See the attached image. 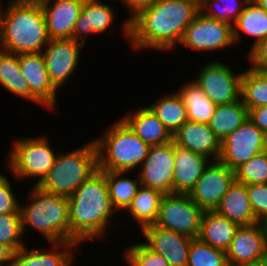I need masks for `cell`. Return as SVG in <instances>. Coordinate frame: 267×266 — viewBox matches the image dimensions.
I'll return each mask as SVG.
<instances>
[{"label":"cell","mask_w":267,"mask_h":266,"mask_svg":"<svg viewBox=\"0 0 267 266\" xmlns=\"http://www.w3.org/2000/svg\"><path fill=\"white\" fill-rule=\"evenodd\" d=\"M227 62L214 58L198 69L194 82L216 105L229 104L240 99L241 72L235 73Z\"/></svg>","instance_id":"cell-8"},{"label":"cell","mask_w":267,"mask_h":266,"mask_svg":"<svg viewBox=\"0 0 267 266\" xmlns=\"http://www.w3.org/2000/svg\"><path fill=\"white\" fill-rule=\"evenodd\" d=\"M164 194L152 188L140 186L135 197L127 207L126 215L140 227V231L149 225H153L158 217L159 207Z\"/></svg>","instance_id":"cell-27"},{"label":"cell","mask_w":267,"mask_h":266,"mask_svg":"<svg viewBox=\"0 0 267 266\" xmlns=\"http://www.w3.org/2000/svg\"><path fill=\"white\" fill-rule=\"evenodd\" d=\"M187 266H229L226 251L213 248L198 237L193 238L189 247Z\"/></svg>","instance_id":"cell-34"},{"label":"cell","mask_w":267,"mask_h":266,"mask_svg":"<svg viewBox=\"0 0 267 266\" xmlns=\"http://www.w3.org/2000/svg\"><path fill=\"white\" fill-rule=\"evenodd\" d=\"M249 1L250 0H210L200 8V12L207 17L233 25Z\"/></svg>","instance_id":"cell-35"},{"label":"cell","mask_w":267,"mask_h":266,"mask_svg":"<svg viewBox=\"0 0 267 266\" xmlns=\"http://www.w3.org/2000/svg\"><path fill=\"white\" fill-rule=\"evenodd\" d=\"M190 1L193 2L198 8H201L210 0H190Z\"/></svg>","instance_id":"cell-48"},{"label":"cell","mask_w":267,"mask_h":266,"mask_svg":"<svg viewBox=\"0 0 267 266\" xmlns=\"http://www.w3.org/2000/svg\"><path fill=\"white\" fill-rule=\"evenodd\" d=\"M179 45L196 51L195 53L199 52V54L201 52L213 54L216 50L219 53L221 50H227L228 47H235L232 25L199 12L186 27Z\"/></svg>","instance_id":"cell-10"},{"label":"cell","mask_w":267,"mask_h":266,"mask_svg":"<svg viewBox=\"0 0 267 266\" xmlns=\"http://www.w3.org/2000/svg\"><path fill=\"white\" fill-rule=\"evenodd\" d=\"M46 135L20 137L11 142L6 167L15 179H36L32 184L37 186L52 168L58 153Z\"/></svg>","instance_id":"cell-7"},{"label":"cell","mask_w":267,"mask_h":266,"mask_svg":"<svg viewBox=\"0 0 267 266\" xmlns=\"http://www.w3.org/2000/svg\"><path fill=\"white\" fill-rule=\"evenodd\" d=\"M204 210L188 194L163 196L155 226L197 238Z\"/></svg>","instance_id":"cell-9"},{"label":"cell","mask_w":267,"mask_h":266,"mask_svg":"<svg viewBox=\"0 0 267 266\" xmlns=\"http://www.w3.org/2000/svg\"><path fill=\"white\" fill-rule=\"evenodd\" d=\"M235 180L245 185L267 183V150L235 170Z\"/></svg>","instance_id":"cell-37"},{"label":"cell","mask_w":267,"mask_h":266,"mask_svg":"<svg viewBox=\"0 0 267 266\" xmlns=\"http://www.w3.org/2000/svg\"><path fill=\"white\" fill-rule=\"evenodd\" d=\"M68 207L70 242L81 246L90 240H106L109 225L117 221L114 218L117 212L111 205L108 193L106 171L98 169L84 181L68 197Z\"/></svg>","instance_id":"cell-2"},{"label":"cell","mask_w":267,"mask_h":266,"mask_svg":"<svg viewBox=\"0 0 267 266\" xmlns=\"http://www.w3.org/2000/svg\"><path fill=\"white\" fill-rule=\"evenodd\" d=\"M45 0H8V2H16V3H42Z\"/></svg>","instance_id":"cell-47"},{"label":"cell","mask_w":267,"mask_h":266,"mask_svg":"<svg viewBox=\"0 0 267 266\" xmlns=\"http://www.w3.org/2000/svg\"><path fill=\"white\" fill-rule=\"evenodd\" d=\"M234 181V170L211 161L188 195L204 211L215 210Z\"/></svg>","instance_id":"cell-14"},{"label":"cell","mask_w":267,"mask_h":266,"mask_svg":"<svg viewBox=\"0 0 267 266\" xmlns=\"http://www.w3.org/2000/svg\"><path fill=\"white\" fill-rule=\"evenodd\" d=\"M178 94L183 100L189 121L208 124L217 107L193 81H186Z\"/></svg>","instance_id":"cell-28"},{"label":"cell","mask_w":267,"mask_h":266,"mask_svg":"<svg viewBox=\"0 0 267 266\" xmlns=\"http://www.w3.org/2000/svg\"><path fill=\"white\" fill-rule=\"evenodd\" d=\"M84 0H45L40 3L50 39H70Z\"/></svg>","instance_id":"cell-20"},{"label":"cell","mask_w":267,"mask_h":266,"mask_svg":"<svg viewBox=\"0 0 267 266\" xmlns=\"http://www.w3.org/2000/svg\"><path fill=\"white\" fill-rule=\"evenodd\" d=\"M249 119L267 135V105L250 109Z\"/></svg>","instance_id":"cell-43"},{"label":"cell","mask_w":267,"mask_h":266,"mask_svg":"<svg viewBox=\"0 0 267 266\" xmlns=\"http://www.w3.org/2000/svg\"><path fill=\"white\" fill-rule=\"evenodd\" d=\"M122 256L128 266H169L162 255L150 250L142 241L130 246L128 244Z\"/></svg>","instance_id":"cell-38"},{"label":"cell","mask_w":267,"mask_h":266,"mask_svg":"<svg viewBox=\"0 0 267 266\" xmlns=\"http://www.w3.org/2000/svg\"><path fill=\"white\" fill-rule=\"evenodd\" d=\"M143 243L153 252L162 255L169 266H187L192 237L182 233L149 225L141 230Z\"/></svg>","instance_id":"cell-17"},{"label":"cell","mask_w":267,"mask_h":266,"mask_svg":"<svg viewBox=\"0 0 267 266\" xmlns=\"http://www.w3.org/2000/svg\"><path fill=\"white\" fill-rule=\"evenodd\" d=\"M238 227L236 223L218 214L215 210H205L198 238L213 248L227 251Z\"/></svg>","instance_id":"cell-26"},{"label":"cell","mask_w":267,"mask_h":266,"mask_svg":"<svg viewBox=\"0 0 267 266\" xmlns=\"http://www.w3.org/2000/svg\"><path fill=\"white\" fill-rule=\"evenodd\" d=\"M232 29L234 44L237 47L239 43L242 44L243 36L253 38L251 46L248 48L250 51L260 41L267 38V13L250 0L232 25Z\"/></svg>","instance_id":"cell-25"},{"label":"cell","mask_w":267,"mask_h":266,"mask_svg":"<svg viewBox=\"0 0 267 266\" xmlns=\"http://www.w3.org/2000/svg\"><path fill=\"white\" fill-rule=\"evenodd\" d=\"M252 1L267 13V0H252Z\"/></svg>","instance_id":"cell-46"},{"label":"cell","mask_w":267,"mask_h":266,"mask_svg":"<svg viewBox=\"0 0 267 266\" xmlns=\"http://www.w3.org/2000/svg\"><path fill=\"white\" fill-rule=\"evenodd\" d=\"M229 266L267 258V233L263 223L239 226L226 251Z\"/></svg>","instance_id":"cell-16"},{"label":"cell","mask_w":267,"mask_h":266,"mask_svg":"<svg viewBox=\"0 0 267 266\" xmlns=\"http://www.w3.org/2000/svg\"><path fill=\"white\" fill-rule=\"evenodd\" d=\"M18 61L29 86V102L55 110L59 93L49 79L42 53L19 54Z\"/></svg>","instance_id":"cell-15"},{"label":"cell","mask_w":267,"mask_h":266,"mask_svg":"<svg viewBox=\"0 0 267 266\" xmlns=\"http://www.w3.org/2000/svg\"><path fill=\"white\" fill-rule=\"evenodd\" d=\"M240 98L248 111L267 105V72L243 69Z\"/></svg>","instance_id":"cell-33"},{"label":"cell","mask_w":267,"mask_h":266,"mask_svg":"<svg viewBox=\"0 0 267 266\" xmlns=\"http://www.w3.org/2000/svg\"><path fill=\"white\" fill-rule=\"evenodd\" d=\"M266 229V233H267V220L263 223Z\"/></svg>","instance_id":"cell-49"},{"label":"cell","mask_w":267,"mask_h":266,"mask_svg":"<svg viewBox=\"0 0 267 266\" xmlns=\"http://www.w3.org/2000/svg\"><path fill=\"white\" fill-rule=\"evenodd\" d=\"M0 87L29 101V86L21 73L18 55L0 49Z\"/></svg>","instance_id":"cell-32"},{"label":"cell","mask_w":267,"mask_h":266,"mask_svg":"<svg viewBox=\"0 0 267 266\" xmlns=\"http://www.w3.org/2000/svg\"><path fill=\"white\" fill-rule=\"evenodd\" d=\"M28 191V203H20L23 236L30 227L44 236L46 244L70 242L68 197L45 192L36 185Z\"/></svg>","instance_id":"cell-4"},{"label":"cell","mask_w":267,"mask_h":266,"mask_svg":"<svg viewBox=\"0 0 267 266\" xmlns=\"http://www.w3.org/2000/svg\"><path fill=\"white\" fill-rule=\"evenodd\" d=\"M176 145L202 154L212 161L219 158L221 141L208 124L187 121L173 135Z\"/></svg>","instance_id":"cell-21"},{"label":"cell","mask_w":267,"mask_h":266,"mask_svg":"<svg viewBox=\"0 0 267 266\" xmlns=\"http://www.w3.org/2000/svg\"><path fill=\"white\" fill-rule=\"evenodd\" d=\"M48 247L31 249L25 245L13 254V266H74L76 251L80 245L75 242L50 243ZM76 248V249H75ZM75 250V251H74Z\"/></svg>","instance_id":"cell-18"},{"label":"cell","mask_w":267,"mask_h":266,"mask_svg":"<svg viewBox=\"0 0 267 266\" xmlns=\"http://www.w3.org/2000/svg\"><path fill=\"white\" fill-rule=\"evenodd\" d=\"M14 252L6 245L0 243V266L12 264Z\"/></svg>","instance_id":"cell-44"},{"label":"cell","mask_w":267,"mask_h":266,"mask_svg":"<svg viewBox=\"0 0 267 266\" xmlns=\"http://www.w3.org/2000/svg\"><path fill=\"white\" fill-rule=\"evenodd\" d=\"M155 0H118L117 2L125 5V9H128V13L130 14L128 18L123 21V25L121 27L123 35L129 41V21L133 19L139 12L143 9L148 8Z\"/></svg>","instance_id":"cell-42"},{"label":"cell","mask_w":267,"mask_h":266,"mask_svg":"<svg viewBox=\"0 0 267 266\" xmlns=\"http://www.w3.org/2000/svg\"><path fill=\"white\" fill-rule=\"evenodd\" d=\"M8 176L0 174V214L21 213L20 199L12 189Z\"/></svg>","instance_id":"cell-40"},{"label":"cell","mask_w":267,"mask_h":266,"mask_svg":"<svg viewBox=\"0 0 267 266\" xmlns=\"http://www.w3.org/2000/svg\"><path fill=\"white\" fill-rule=\"evenodd\" d=\"M173 193L188 194L212 161L174 143Z\"/></svg>","instance_id":"cell-22"},{"label":"cell","mask_w":267,"mask_h":266,"mask_svg":"<svg viewBox=\"0 0 267 266\" xmlns=\"http://www.w3.org/2000/svg\"><path fill=\"white\" fill-rule=\"evenodd\" d=\"M215 211L238 226L259 222L250 205L247 185L236 180L230 185Z\"/></svg>","instance_id":"cell-24"},{"label":"cell","mask_w":267,"mask_h":266,"mask_svg":"<svg viewBox=\"0 0 267 266\" xmlns=\"http://www.w3.org/2000/svg\"><path fill=\"white\" fill-rule=\"evenodd\" d=\"M131 173L132 172L106 171L110 202L113 209L118 213H121L120 211L124 212L127 209L141 186L138 174L136 173V178H131L129 177L132 176Z\"/></svg>","instance_id":"cell-29"},{"label":"cell","mask_w":267,"mask_h":266,"mask_svg":"<svg viewBox=\"0 0 267 266\" xmlns=\"http://www.w3.org/2000/svg\"><path fill=\"white\" fill-rule=\"evenodd\" d=\"M23 237L21 213L0 214V243L15 253L26 245Z\"/></svg>","instance_id":"cell-36"},{"label":"cell","mask_w":267,"mask_h":266,"mask_svg":"<svg viewBox=\"0 0 267 266\" xmlns=\"http://www.w3.org/2000/svg\"><path fill=\"white\" fill-rule=\"evenodd\" d=\"M3 3L0 0V49L17 55L41 53L50 38L40 4Z\"/></svg>","instance_id":"cell-3"},{"label":"cell","mask_w":267,"mask_h":266,"mask_svg":"<svg viewBox=\"0 0 267 266\" xmlns=\"http://www.w3.org/2000/svg\"><path fill=\"white\" fill-rule=\"evenodd\" d=\"M175 169L174 141L150 146L140 168L136 170L142 186L160 191L164 195L173 193Z\"/></svg>","instance_id":"cell-13"},{"label":"cell","mask_w":267,"mask_h":266,"mask_svg":"<svg viewBox=\"0 0 267 266\" xmlns=\"http://www.w3.org/2000/svg\"><path fill=\"white\" fill-rule=\"evenodd\" d=\"M199 12L190 0H155L129 21V45L136 51L177 49Z\"/></svg>","instance_id":"cell-1"},{"label":"cell","mask_w":267,"mask_h":266,"mask_svg":"<svg viewBox=\"0 0 267 266\" xmlns=\"http://www.w3.org/2000/svg\"><path fill=\"white\" fill-rule=\"evenodd\" d=\"M173 92V93H172ZM163 94L158 100L147 105L158 117L168 131L174 135L176 131L188 121L187 110L182 98L176 91Z\"/></svg>","instance_id":"cell-30"},{"label":"cell","mask_w":267,"mask_h":266,"mask_svg":"<svg viewBox=\"0 0 267 266\" xmlns=\"http://www.w3.org/2000/svg\"><path fill=\"white\" fill-rule=\"evenodd\" d=\"M236 266H267V258L262 259L260 261H256V262L239 264V265H236Z\"/></svg>","instance_id":"cell-45"},{"label":"cell","mask_w":267,"mask_h":266,"mask_svg":"<svg viewBox=\"0 0 267 266\" xmlns=\"http://www.w3.org/2000/svg\"><path fill=\"white\" fill-rule=\"evenodd\" d=\"M246 56L250 68L260 72H267V38L248 51Z\"/></svg>","instance_id":"cell-41"},{"label":"cell","mask_w":267,"mask_h":266,"mask_svg":"<svg viewBox=\"0 0 267 266\" xmlns=\"http://www.w3.org/2000/svg\"><path fill=\"white\" fill-rule=\"evenodd\" d=\"M247 192L255 217L264 223L267 220V183L247 185Z\"/></svg>","instance_id":"cell-39"},{"label":"cell","mask_w":267,"mask_h":266,"mask_svg":"<svg viewBox=\"0 0 267 266\" xmlns=\"http://www.w3.org/2000/svg\"><path fill=\"white\" fill-rule=\"evenodd\" d=\"M132 108L121 118L129 125L135 134L150 146L163 145L173 141V135L146 105Z\"/></svg>","instance_id":"cell-23"},{"label":"cell","mask_w":267,"mask_h":266,"mask_svg":"<svg viewBox=\"0 0 267 266\" xmlns=\"http://www.w3.org/2000/svg\"><path fill=\"white\" fill-rule=\"evenodd\" d=\"M249 118L247 107L241 98L229 104L217 105L208 125L222 141Z\"/></svg>","instance_id":"cell-31"},{"label":"cell","mask_w":267,"mask_h":266,"mask_svg":"<svg viewBox=\"0 0 267 266\" xmlns=\"http://www.w3.org/2000/svg\"><path fill=\"white\" fill-rule=\"evenodd\" d=\"M97 170V149L91 138L86 144L57 154L52 168L37 187L48 193L70 197Z\"/></svg>","instance_id":"cell-6"},{"label":"cell","mask_w":267,"mask_h":266,"mask_svg":"<svg viewBox=\"0 0 267 266\" xmlns=\"http://www.w3.org/2000/svg\"><path fill=\"white\" fill-rule=\"evenodd\" d=\"M116 9L102 0H84L80 15L76 21L72 39L85 46L90 35H104L114 27ZM112 25V26H111ZM104 33V34H103Z\"/></svg>","instance_id":"cell-19"},{"label":"cell","mask_w":267,"mask_h":266,"mask_svg":"<svg viewBox=\"0 0 267 266\" xmlns=\"http://www.w3.org/2000/svg\"><path fill=\"white\" fill-rule=\"evenodd\" d=\"M267 150V135L249 118L221 141L218 161L236 170L255 155Z\"/></svg>","instance_id":"cell-11"},{"label":"cell","mask_w":267,"mask_h":266,"mask_svg":"<svg viewBox=\"0 0 267 266\" xmlns=\"http://www.w3.org/2000/svg\"><path fill=\"white\" fill-rule=\"evenodd\" d=\"M104 129L103 135L93 138L98 169L136 173L147 157L150 145L141 140L120 116Z\"/></svg>","instance_id":"cell-5"},{"label":"cell","mask_w":267,"mask_h":266,"mask_svg":"<svg viewBox=\"0 0 267 266\" xmlns=\"http://www.w3.org/2000/svg\"><path fill=\"white\" fill-rule=\"evenodd\" d=\"M85 46L74 39H50L42 56L49 79L59 91L74 77L79 68L81 48Z\"/></svg>","instance_id":"cell-12"}]
</instances>
